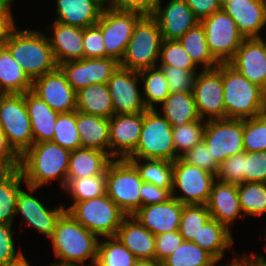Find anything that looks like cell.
<instances>
[{
	"instance_id": "obj_38",
	"label": "cell",
	"mask_w": 266,
	"mask_h": 266,
	"mask_svg": "<svg viewBox=\"0 0 266 266\" xmlns=\"http://www.w3.org/2000/svg\"><path fill=\"white\" fill-rule=\"evenodd\" d=\"M127 160L136 167L143 182L152 183L162 189L173 188V162L163 159Z\"/></svg>"
},
{
	"instance_id": "obj_66",
	"label": "cell",
	"mask_w": 266,
	"mask_h": 266,
	"mask_svg": "<svg viewBox=\"0 0 266 266\" xmlns=\"http://www.w3.org/2000/svg\"><path fill=\"white\" fill-rule=\"evenodd\" d=\"M12 2H14V0H0V4H6V5H10L13 4Z\"/></svg>"
},
{
	"instance_id": "obj_4",
	"label": "cell",
	"mask_w": 266,
	"mask_h": 266,
	"mask_svg": "<svg viewBox=\"0 0 266 266\" xmlns=\"http://www.w3.org/2000/svg\"><path fill=\"white\" fill-rule=\"evenodd\" d=\"M225 118L245 120L264 114L262 87L250 82L229 63H222Z\"/></svg>"
},
{
	"instance_id": "obj_5",
	"label": "cell",
	"mask_w": 266,
	"mask_h": 266,
	"mask_svg": "<svg viewBox=\"0 0 266 266\" xmlns=\"http://www.w3.org/2000/svg\"><path fill=\"white\" fill-rule=\"evenodd\" d=\"M163 37L157 20L143 15L135 24L120 66L140 71L157 67Z\"/></svg>"
},
{
	"instance_id": "obj_8",
	"label": "cell",
	"mask_w": 266,
	"mask_h": 266,
	"mask_svg": "<svg viewBox=\"0 0 266 266\" xmlns=\"http://www.w3.org/2000/svg\"><path fill=\"white\" fill-rule=\"evenodd\" d=\"M65 210L85 229L100 237L116 236L126 216L107 194L73 202Z\"/></svg>"
},
{
	"instance_id": "obj_42",
	"label": "cell",
	"mask_w": 266,
	"mask_h": 266,
	"mask_svg": "<svg viewBox=\"0 0 266 266\" xmlns=\"http://www.w3.org/2000/svg\"><path fill=\"white\" fill-rule=\"evenodd\" d=\"M74 202L93 199L106 194V174L93 177L67 179L64 188Z\"/></svg>"
},
{
	"instance_id": "obj_27",
	"label": "cell",
	"mask_w": 266,
	"mask_h": 266,
	"mask_svg": "<svg viewBox=\"0 0 266 266\" xmlns=\"http://www.w3.org/2000/svg\"><path fill=\"white\" fill-rule=\"evenodd\" d=\"M24 98L31 122L34 143L52 141L54 125L59 113L52 110L32 90L25 92Z\"/></svg>"
},
{
	"instance_id": "obj_14",
	"label": "cell",
	"mask_w": 266,
	"mask_h": 266,
	"mask_svg": "<svg viewBox=\"0 0 266 266\" xmlns=\"http://www.w3.org/2000/svg\"><path fill=\"white\" fill-rule=\"evenodd\" d=\"M223 92L222 63H219L214 69H202L197 73L193 86V95L200 119L215 120L225 118Z\"/></svg>"
},
{
	"instance_id": "obj_49",
	"label": "cell",
	"mask_w": 266,
	"mask_h": 266,
	"mask_svg": "<svg viewBox=\"0 0 266 266\" xmlns=\"http://www.w3.org/2000/svg\"><path fill=\"white\" fill-rule=\"evenodd\" d=\"M164 72L170 92H193L197 71H189L169 65H158Z\"/></svg>"
},
{
	"instance_id": "obj_57",
	"label": "cell",
	"mask_w": 266,
	"mask_h": 266,
	"mask_svg": "<svg viewBox=\"0 0 266 266\" xmlns=\"http://www.w3.org/2000/svg\"><path fill=\"white\" fill-rule=\"evenodd\" d=\"M161 0H115L114 7L122 10L137 11L152 15Z\"/></svg>"
},
{
	"instance_id": "obj_33",
	"label": "cell",
	"mask_w": 266,
	"mask_h": 266,
	"mask_svg": "<svg viewBox=\"0 0 266 266\" xmlns=\"http://www.w3.org/2000/svg\"><path fill=\"white\" fill-rule=\"evenodd\" d=\"M77 111L111 118L114 115L112 98L107 84H92L76 92Z\"/></svg>"
},
{
	"instance_id": "obj_19",
	"label": "cell",
	"mask_w": 266,
	"mask_h": 266,
	"mask_svg": "<svg viewBox=\"0 0 266 266\" xmlns=\"http://www.w3.org/2000/svg\"><path fill=\"white\" fill-rule=\"evenodd\" d=\"M142 125L143 112L110 118L109 155L113 159H127L136 150Z\"/></svg>"
},
{
	"instance_id": "obj_29",
	"label": "cell",
	"mask_w": 266,
	"mask_h": 266,
	"mask_svg": "<svg viewBox=\"0 0 266 266\" xmlns=\"http://www.w3.org/2000/svg\"><path fill=\"white\" fill-rule=\"evenodd\" d=\"M113 158L106 152L92 148H77L71 151L67 179H78L106 174Z\"/></svg>"
},
{
	"instance_id": "obj_31",
	"label": "cell",
	"mask_w": 266,
	"mask_h": 266,
	"mask_svg": "<svg viewBox=\"0 0 266 266\" xmlns=\"http://www.w3.org/2000/svg\"><path fill=\"white\" fill-rule=\"evenodd\" d=\"M158 109H161V115L170 122L172 128H180L200 119L193 92H171Z\"/></svg>"
},
{
	"instance_id": "obj_9",
	"label": "cell",
	"mask_w": 266,
	"mask_h": 266,
	"mask_svg": "<svg viewBox=\"0 0 266 266\" xmlns=\"http://www.w3.org/2000/svg\"><path fill=\"white\" fill-rule=\"evenodd\" d=\"M0 129L21 157L34 143L23 94H0Z\"/></svg>"
},
{
	"instance_id": "obj_47",
	"label": "cell",
	"mask_w": 266,
	"mask_h": 266,
	"mask_svg": "<svg viewBox=\"0 0 266 266\" xmlns=\"http://www.w3.org/2000/svg\"><path fill=\"white\" fill-rule=\"evenodd\" d=\"M159 60V65H169L189 71L198 70V67L194 64L179 40H163Z\"/></svg>"
},
{
	"instance_id": "obj_48",
	"label": "cell",
	"mask_w": 266,
	"mask_h": 266,
	"mask_svg": "<svg viewBox=\"0 0 266 266\" xmlns=\"http://www.w3.org/2000/svg\"><path fill=\"white\" fill-rule=\"evenodd\" d=\"M216 180L235 185L245 182L244 151L228 157L219 164Z\"/></svg>"
},
{
	"instance_id": "obj_64",
	"label": "cell",
	"mask_w": 266,
	"mask_h": 266,
	"mask_svg": "<svg viewBox=\"0 0 266 266\" xmlns=\"http://www.w3.org/2000/svg\"><path fill=\"white\" fill-rule=\"evenodd\" d=\"M251 254L253 255V256H258L259 257V266H266V259H265V257L263 256V255H257L256 253L254 254L253 252H251Z\"/></svg>"
},
{
	"instance_id": "obj_50",
	"label": "cell",
	"mask_w": 266,
	"mask_h": 266,
	"mask_svg": "<svg viewBox=\"0 0 266 266\" xmlns=\"http://www.w3.org/2000/svg\"><path fill=\"white\" fill-rule=\"evenodd\" d=\"M245 182L266 183V151H244Z\"/></svg>"
},
{
	"instance_id": "obj_39",
	"label": "cell",
	"mask_w": 266,
	"mask_h": 266,
	"mask_svg": "<svg viewBox=\"0 0 266 266\" xmlns=\"http://www.w3.org/2000/svg\"><path fill=\"white\" fill-rule=\"evenodd\" d=\"M136 261L137 258L116 236L99 240L94 266H134Z\"/></svg>"
},
{
	"instance_id": "obj_52",
	"label": "cell",
	"mask_w": 266,
	"mask_h": 266,
	"mask_svg": "<svg viewBox=\"0 0 266 266\" xmlns=\"http://www.w3.org/2000/svg\"><path fill=\"white\" fill-rule=\"evenodd\" d=\"M181 158L186 163L202 168L209 173L214 174L215 176L218 172L219 164L209 152L208 147L204 141L195 145L184 155H182Z\"/></svg>"
},
{
	"instance_id": "obj_25",
	"label": "cell",
	"mask_w": 266,
	"mask_h": 266,
	"mask_svg": "<svg viewBox=\"0 0 266 266\" xmlns=\"http://www.w3.org/2000/svg\"><path fill=\"white\" fill-rule=\"evenodd\" d=\"M52 34L47 38L58 66L84 58L83 28L53 22Z\"/></svg>"
},
{
	"instance_id": "obj_20",
	"label": "cell",
	"mask_w": 266,
	"mask_h": 266,
	"mask_svg": "<svg viewBox=\"0 0 266 266\" xmlns=\"http://www.w3.org/2000/svg\"><path fill=\"white\" fill-rule=\"evenodd\" d=\"M228 63L250 82L263 88L266 84L265 39L245 38Z\"/></svg>"
},
{
	"instance_id": "obj_36",
	"label": "cell",
	"mask_w": 266,
	"mask_h": 266,
	"mask_svg": "<svg viewBox=\"0 0 266 266\" xmlns=\"http://www.w3.org/2000/svg\"><path fill=\"white\" fill-rule=\"evenodd\" d=\"M178 40L197 67L203 66V70H208L214 69L219 65V62L209 51L205 30L201 23L189 29Z\"/></svg>"
},
{
	"instance_id": "obj_56",
	"label": "cell",
	"mask_w": 266,
	"mask_h": 266,
	"mask_svg": "<svg viewBox=\"0 0 266 266\" xmlns=\"http://www.w3.org/2000/svg\"><path fill=\"white\" fill-rule=\"evenodd\" d=\"M20 156L9 145L6 135L0 129V169L12 171L19 169Z\"/></svg>"
},
{
	"instance_id": "obj_11",
	"label": "cell",
	"mask_w": 266,
	"mask_h": 266,
	"mask_svg": "<svg viewBox=\"0 0 266 266\" xmlns=\"http://www.w3.org/2000/svg\"><path fill=\"white\" fill-rule=\"evenodd\" d=\"M142 16L143 14L140 12L115 7L103 9L96 24L102 30L107 58H113L119 63L121 62L134 26Z\"/></svg>"
},
{
	"instance_id": "obj_68",
	"label": "cell",
	"mask_w": 266,
	"mask_h": 266,
	"mask_svg": "<svg viewBox=\"0 0 266 266\" xmlns=\"http://www.w3.org/2000/svg\"><path fill=\"white\" fill-rule=\"evenodd\" d=\"M219 262H220V261H216V262H214L211 266H217ZM218 266H223V264H222V265H218ZM225 266H227V265H225Z\"/></svg>"
},
{
	"instance_id": "obj_23",
	"label": "cell",
	"mask_w": 266,
	"mask_h": 266,
	"mask_svg": "<svg viewBox=\"0 0 266 266\" xmlns=\"http://www.w3.org/2000/svg\"><path fill=\"white\" fill-rule=\"evenodd\" d=\"M222 9L245 38H261L260 32L266 26V0H233Z\"/></svg>"
},
{
	"instance_id": "obj_6",
	"label": "cell",
	"mask_w": 266,
	"mask_h": 266,
	"mask_svg": "<svg viewBox=\"0 0 266 266\" xmlns=\"http://www.w3.org/2000/svg\"><path fill=\"white\" fill-rule=\"evenodd\" d=\"M172 125L157 109L143 112V125L136 150L127 159H163L175 161Z\"/></svg>"
},
{
	"instance_id": "obj_10",
	"label": "cell",
	"mask_w": 266,
	"mask_h": 266,
	"mask_svg": "<svg viewBox=\"0 0 266 266\" xmlns=\"http://www.w3.org/2000/svg\"><path fill=\"white\" fill-rule=\"evenodd\" d=\"M201 25L212 56L219 63H228L245 37L238 31L236 22L223 9L202 19Z\"/></svg>"
},
{
	"instance_id": "obj_51",
	"label": "cell",
	"mask_w": 266,
	"mask_h": 266,
	"mask_svg": "<svg viewBox=\"0 0 266 266\" xmlns=\"http://www.w3.org/2000/svg\"><path fill=\"white\" fill-rule=\"evenodd\" d=\"M84 58H107L102 30L95 24L83 28Z\"/></svg>"
},
{
	"instance_id": "obj_7",
	"label": "cell",
	"mask_w": 266,
	"mask_h": 266,
	"mask_svg": "<svg viewBox=\"0 0 266 266\" xmlns=\"http://www.w3.org/2000/svg\"><path fill=\"white\" fill-rule=\"evenodd\" d=\"M143 180L136 167L127 159H113L106 169V194L126 216L141 207L140 190Z\"/></svg>"
},
{
	"instance_id": "obj_13",
	"label": "cell",
	"mask_w": 266,
	"mask_h": 266,
	"mask_svg": "<svg viewBox=\"0 0 266 266\" xmlns=\"http://www.w3.org/2000/svg\"><path fill=\"white\" fill-rule=\"evenodd\" d=\"M244 120H206L203 141L218 164L228 157L245 151L243 144Z\"/></svg>"
},
{
	"instance_id": "obj_24",
	"label": "cell",
	"mask_w": 266,
	"mask_h": 266,
	"mask_svg": "<svg viewBox=\"0 0 266 266\" xmlns=\"http://www.w3.org/2000/svg\"><path fill=\"white\" fill-rule=\"evenodd\" d=\"M211 218L225 225L230 231L237 218H245L241 210L237 185L216 180L206 203Z\"/></svg>"
},
{
	"instance_id": "obj_61",
	"label": "cell",
	"mask_w": 266,
	"mask_h": 266,
	"mask_svg": "<svg viewBox=\"0 0 266 266\" xmlns=\"http://www.w3.org/2000/svg\"><path fill=\"white\" fill-rule=\"evenodd\" d=\"M30 262L27 261L24 254L21 252L16 258L10 260L4 266H31Z\"/></svg>"
},
{
	"instance_id": "obj_45",
	"label": "cell",
	"mask_w": 266,
	"mask_h": 266,
	"mask_svg": "<svg viewBox=\"0 0 266 266\" xmlns=\"http://www.w3.org/2000/svg\"><path fill=\"white\" fill-rule=\"evenodd\" d=\"M205 126L206 120L199 119L180 128H172L173 144L179 158L203 141Z\"/></svg>"
},
{
	"instance_id": "obj_62",
	"label": "cell",
	"mask_w": 266,
	"mask_h": 266,
	"mask_svg": "<svg viewBox=\"0 0 266 266\" xmlns=\"http://www.w3.org/2000/svg\"><path fill=\"white\" fill-rule=\"evenodd\" d=\"M134 266H161L156 259H137Z\"/></svg>"
},
{
	"instance_id": "obj_30",
	"label": "cell",
	"mask_w": 266,
	"mask_h": 266,
	"mask_svg": "<svg viewBox=\"0 0 266 266\" xmlns=\"http://www.w3.org/2000/svg\"><path fill=\"white\" fill-rule=\"evenodd\" d=\"M76 124L82 148L97 149L109 154L110 118L76 111Z\"/></svg>"
},
{
	"instance_id": "obj_46",
	"label": "cell",
	"mask_w": 266,
	"mask_h": 266,
	"mask_svg": "<svg viewBox=\"0 0 266 266\" xmlns=\"http://www.w3.org/2000/svg\"><path fill=\"white\" fill-rule=\"evenodd\" d=\"M245 152L266 151V112L244 120Z\"/></svg>"
},
{
	"instance_id": "obj_22",
	"label": "cell",
	"mask_w": 266,
	"mask_h": 266,
	"mask_svg": "<svg viewBox=\"0 0 266 266\" xmlns=\"http://www.w3.org/2000/svg\"><path fill=\"white\" fill-rule=\"evenodd\" d=\"M184 204L172 197L163 203L140 207L132 216L154 235L179 231Z\"/></svg>"
},
{
	"instance_id": "obj_59",
	"label": "cell",
	"mask_w": 266,
	"mask_h": 266,
	"mask_svg": "<svg viewBox=\"0 0 266 266\" xmlns=\"http://www.w3.org/2000/svg\"><path fill=\"white\" fill-rule=\"evenodd\" d=\"M12 6L0 4V47L8 41V37L16 27L12 12Z\"/></svg>"
},
{
	"instance_id": "obj_2",
	"label": "cell",
	"mask_w": 266,
	"mask_h": 266,
	"mask_svg": "<svg viewBox=\"0 0 266 266\" xmlns=\"http://www.w3.org/2000/svg\"><path fill=\"white\" fill-rule=\"evenodd\" d=\"M71 151L49 142L33 143L20 157L24 184L40 188L52 180L59 179L60 188L67 184V171Z\"/></svg>"
},
{
	"instance_id": "obj_26",
	"label": "cell",
	"mask_w": 266,
	"mask_h": 266,
	"mask_svg": "<svg viewBox=\"0 0 266 266\" xmlns=\"http://www.w3.org/2000/svg\"><path fill=\"white\" fill-rule=\"evenodd\" d=\"M116 237L137 259H155V235L133 216H125Z\"/></svg>"
},
{
	"instance_id": "obj_3",
	"label": "cell",
	"mask_w": 266,
	"mask_h": 266,
	"mask_svg": "<svg viewBox=\"0 0 266 266\" xmlns=\"http://www.w3.org/2000/svg\"><path fill=\"white\" fill-rule=\"evenodd\" d=\"M4 46L32 81L58 67L47 35L40 30L16 26Z\"/></svg>"
},
{
	"instance_id": "obj_44",
	"label": "cell",
	"mask_w": 266,
	"mask_h": 266,
	"mask_svg": "<svg viewBox=\"0 0 266 266\" xmlns=\"http://www.w3.org/2000/svg\"><path fill=\"white\" fill-rule=\"evenodd\" d=\"M52 142L69 151H74L81 147L80 135L76 124V111L59 113L54 125Z\"/></svg>"
},
{
	"instance_id": "obj_58",
	"label": "cell",
	"mask_w": 266,
	"mask_h": 266,
	"mask_svg": "<svg viewBox=\"0 0 266 266\" xmlns=\"http://www.w3.org/2000/svg\"><path fill=\"white\" fill-rule=\"evenodd\" d=\"M184 1L191 8L195 17L199 21L212 15L214 12L220 11L222 9L219 0H184Z\"/></svg>"
},
{
	"instance_id": "obj_28",
	"label": "cell",
	"mask_w": 266,
	"mask_h": 266,
	"mask_svg": "<svg viewBox=\"0 0 266 266\" xmlns=\"http://www.w3.org/2000/svg\"><path fill=\"white\" fill-rule=\"evenodd\" d=\"M55 21L71 26L86 28L95 25L103 8L94 0H56Z\"/></svg>"
},
{
	"instance_id": "obj_18",
	"label": "cell",
	"mask_w": 266,
	"mask_h": 266,
	"mask_svg": "<svg viewBox=\"0 0 266 266\" xmlns=\"http://www.w3.org/2000/svg\"><path fill=\"white\" fill-rule=\"evenodd\" d=\"M26 187L28 193L23 189L20 190L17 196L15 216L21 214L27 226H32L39 233L44 234L50 239L53 235L57 220L66 211L65 205H58L54 209H50L39 198L32 195L33 193L35 194L38 188L28 185Z\"/></svg>"
},
{
	"instance_id": "obj_15",
	"label": "cell",
	"mask_w": 266,
	"mask_h": 266,
	"mask_svg": "<svg viewBox=\"0 0 266 266\" xmlns=\"http://www.w3.org/2000/svg\"><path fill=\"white\" fill-rule=\"evenodd\" d=\"M32 91L58 113L77 111L76 91L58 66L32 82Z\"/></svg>"
},
{
	"instance_id": "obj_63",
	"label": "cell",
	"mask_w": 266,
	"mask_h": 266,
	"mask_svg": "<svg viewBox=\"0 0 266 266\" xmlns=\"http://www.w3.org/2000/svg\"><path fill=\"white\" fill-rule=\"evenodd\" d=\"M98 3L103 9L114 7L115 0H94Z\"/></svg>"
},
{
	"instance_id": "obj_12",
	"label": "cell",
	"mask_w": 266,
	"mask_h": 266,
	"mask_svg": "<svg viewBox=\"0 0 266 266\" xmlns=\"http://www.w3.org/2000/svg\"><path fill=\"white\" fill-rule=\"evenodd\" d=\"M216 176L195 165L186 163L181 157L173 161L172 197L184 205L206 204ZM179 189L180 195H175Z\"/></svg>"
},
{
	"instance_id": "obj_37",
	"label": "cell",
	"mask_w": 266,
	"mask_h": 266,
	"mask_svg": "<svg viewBox=\"0 0 266 266\" xmlns=\"http://www.w3.org/2000/svg\"><path fill=\"white\" fill-rule=\"evenodd\" d=\"M143 84L142 97L147 109H156L171 93L164 72L160 67H152L138 71Z\"/></svg>"
},
{
	"instance_id": "obj_43",
	"label": "cell",
	"mask_w": 266,
	"mask_h": 266,
	"mask_svg": "<svg viewBox=\"0 0 266 266\" xmlns=\"http://www.w3.org/2000/svg\"><path fill=\"white\" fill-rule=\"evenodd\" d=\"M211 219L206 204L184 205L180 220L179 233L185 241H194L201 227Z\"/></svg>"
},
{
	"instance_id": "obj_41",
	"label": "cell",
	"mask_w": 266,
	"mask_h": 266,
	"mask_svg": "<svg viewBox=\"0 0 266 266\" xmlns=\"http://www.w3.org/2000/svg\"><path fill=\"white\" fill-rule=\"evenodd\" d=\"M241 210L244 217L266 213V183L244 182L237 185Z\"/></svg>"
},
{
	"instance_id": "obj_17",
	"label": "cell",
	"mask_w": 266,
	"mask_h": 266,
	"mask_svg": "<svg viewBox=\"0 0 266 266\" xmlns=\"http://www.w3.org/2000/svg\"><path fill=\"white\" fill-rule=\"evenodd\" d=\"M119 66L113 58H83L59 65L76 92L92 84H107Z\"/></svg>"
},
{
	"instance_id": "obj_67",
	"label": "cell",
	"mask_w": 266,
	"mask_h": 266,
	"mask_svg": "<svg viewBox=\"0 0 266 266\" xmlns=\"http://www.w3.org/2000/svg\"><path fill=\"white\" fill-rule=\"evenodd\" d=\"M219 1H220L221 6H223L224 4L231 2L233 0H219Z\"/></svg>"
},
{
	"instance_id": "obj_54",
	"label": "cell",
	"mask_w": 266,
	"mask_h": 266,
	"mask_svg": "<svg viewBox=\"0 0 266 266\" xmlns=\"http://www.w3.org/2000/svg\"><path fill=\"white\" fill-rule=\"evenodd\" d=\"M12 225L0 224V266H4L22 252L21 250L18 253L15 251Z\"/></svg>"
},
{
	"instance_id": "obj_16",
	"label": "cell",
	"mask_w": 266,
	"mask_h": 266,
	"mask_svg": "<svg viewBox=\"0 0 266 266\" xmlns=\"http://www.w3.org/2000/svg\"><path fill=\"white\" fill-rule=\"evenodd\" d=\"M140 77L138 71L119 66L109 79L114 114H136L147 110L142 91L137 87Z\"/></svg>"
},
{
	"instance_id": "obj_40",
	"label": "cell",
	"mask_w": 266,
	"mask_h": 266,
	"mask_svg": "<svg viewBox=\"0 0 266 266\" xmlns=\"http://www.w3.org/2000/svg\"><path fill=\"white\" fill-rule=\"evenodd\" d=\"M217 260L206 250L192 241H185L170 256L161 262V266H211Z\"/></svg>"
},
{
	"instance_id": "obj_69",
	"label": "cell",
	"mask_w": 266,
	"mask_h": 266,
	"mask_svg": "<svg viewBox=\"0 0 266 266\" xmlns=\"http://www.w3.org/2000/svg\"><path fill=\"white\" fill-rule=\"evenodd\" d=\"M49 266H63V265H58V264H54V263H52V264H50Z\"/></svg>"
},
{
	"instance_id": "obj_32",
	"label": "cell",
	"mask_w": 266,
	"mask_h": 266,
	"mask_svg": "<svg viewBox=\"0 0 266 266\" xmlns=\"http://www.w3.org/2000/svg\"><path fill=\"white\" fill-rule=\"evenodd\" d=\"M193 243L210 253L217 261L223 260L225 250L232 248V231L217 220L211 218L198 232Z\"/></svg>"
},
{
	"instance_id": "obj_53",
	"label": "cell",
	"mask_w": 266,
	"mask_h": 266,
	"mask_svg": "<svg viewBox=\"0 0 266 266\" xmlns=\"http://www.w3.org/2000/svg\"><path fill=\"white\" fill-rule=\"evenodd\" d=\"M182 242L183 237L180 235L179 231L155 235V259L161 263L170 256Z\"/></svg>"
},
{
	"instance_id": "obj_1",
	"label": "cell",
	"mask_w": 266,
	"mask_h": 266,
	"mask_svg": "<svg viewBox=\"0 0 266 266\" xmlns=\"http://www.w3.org/2000/svg\"><path fill=\"white\" fill-rule=\"evenodd\" d=\"M51 244L55 257L54 264L63 266H94L99 237L85 229L67 211L57 220ZM90 259V265L86 260Z\"/></svg>"
},
{
	"instance_id": "obj_65",
	"label": "cell",
	"mask_w": 266,
	"mask_h": 266,
	"mask_svg": "<svg viewBox=\"0 0 266 266\" xmlns=\"http://www.w3.org/2000/svg\"><path fill=\"white\" fill-rule=\"evenodd\" d=\"M262 91H263V103H264V108H265V111H266V84L262 88Z\"/></svg>"
},
{
	"instance_id": "obj_21",
	"label": "cell",
	"mask_w": 266,
	"mask_h": 266,
	"mask_svg": "<svg viewBox=\"0 0 266 266\" xmlns=\"http://www.w3.org/2000/svg\"><path fill=\"white\" fill-rule=\"evenodd\" d=\"M152 16L159 24L163 40H178L200 23L184 0H170L163 7L161 1Z\"/></svg>"
},
{
	"instance_id": "obj_35",
	"label": "cell",
	"mask_w": 266,
	"mask_h": 266,
	"mask_svg": "<svg viewBox=\"0 0 266 266\" xmlns=\"http://www.w3.org/2000/svg\"><path fill=\"white\" fill-rule=\"evenodd\" d=\"M24 180L20 169L0 173V224H13L16 199Z\"/></svg>"
},
{
	"instance_id": "obj_55",
	"label": "cell",
	"mask_w": 266,
	"mask_h": 266,
	"mask_svg": "<svg viewBox=\"0 0 266 266\" xmlns=\"http://www.w3.org/2000/svg\"><path fill=\"white\" fill-rule=\"evenodd\" d=\"M141 207L163 203L172 198V189H162L148 182H143L141 190Z\"/></svg>"
},
{
	"instance_id": "obj_60",
	"label": "cell",
	"mask_w": 266,
	"mask_h": 266,
	"mask_svg": "<svg viewBox=\"0 0 266 266\" xmlns=\"http://www.w3.org/2000/svg\"><path fill=\"white\" fill-rule=\"evenodd\" d=\"M227 266H259V257L251 255H237Z\"/></svg>"
},
{
	"instance_id": "obj_34",
	"label": "cell",
	"mask_w": 266,
	"mask_h": 266,
	"mask_svg": "<svg viewBox=\"0 0 266 266\" xmlns=\"http://www.w3.org/2000/svg\"><path fill=\"white\" fill-rule=\"evenodd\" d=\"M32 82L9 50L0 47V94H23L32 90Z\"/></svg>"
}]
</instances>
